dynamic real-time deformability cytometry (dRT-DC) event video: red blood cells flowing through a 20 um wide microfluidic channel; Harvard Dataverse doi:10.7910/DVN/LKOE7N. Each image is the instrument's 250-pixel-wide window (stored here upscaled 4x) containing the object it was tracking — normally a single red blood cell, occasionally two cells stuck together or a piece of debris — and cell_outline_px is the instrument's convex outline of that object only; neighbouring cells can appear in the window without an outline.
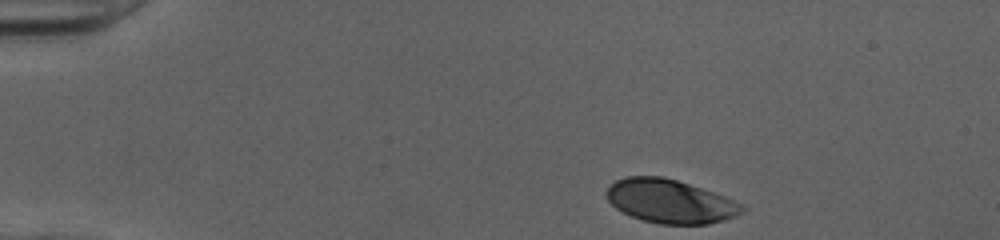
{"species": "human", "species_latin": "Homo sapiens", "temperature_condition": "cold", "stored_images_in_passage": 36, "camera_frame_rate_fps": 3000, "um_per_image_px": 0.085, "donor": {"sex": "female"}, "frame": {"image": 1, "passage_image": 1, "time_ms": 0.0, "image_size_px": [1000, 240], "cell_outline_px": [[744, 212], [736, 216], [724, 220], [708, 224], [660, 224], [644, 220], [632, 216], [616, 208], [608, 200], [604, 192], [616, 180], [628, 176], [664, 176], [724, 196], [740, 204], [744, 208]], "centroid_in_image_um": [56.94, 17.11], "position_along_channel_um": 28.1, "area_um2": 34.1}}
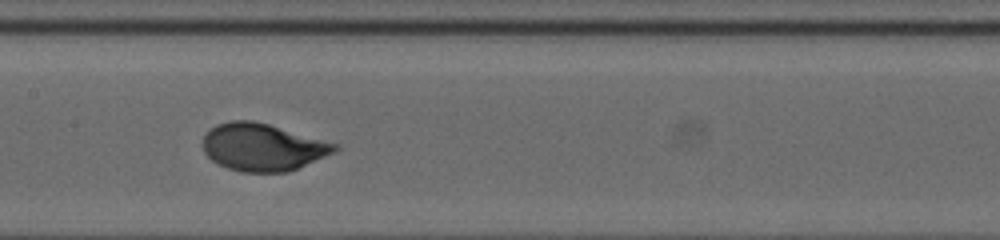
{"frame": {"image": 2, "passage_image": 19, "time_ms": 6.0, "image_size_px": [1000, 240], "cell_outline_px": [[340, 148], [336, 152], [288, 172], [240, 172], [228, 168], [212, 160], [204, 152], [200, 144], [204, 136], [216, 124], [228, 120], [252, 120], [268, 124], [340, 144]], "centroid_in_image_um": [22.34, 12.5], "position_along_channel_um": 185.1, "area_um2": 36.65}}
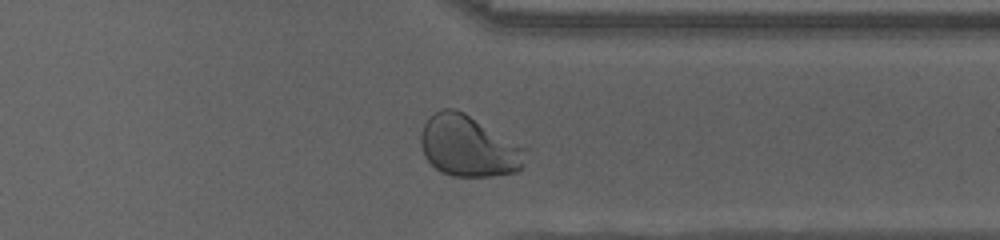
{"frame": {"image": 3, "passage_image": 33, "time_ms": 10.667, "image_size_px": [1000, 240], "cell_outline_px": [[528, 148], [520, 168], [516, 172], [492, 176], [452, 176], [440, 172], [424, 156], [420, 144], [420, 136], [424, 124], [436, 112], [444, 108], [456, 108], [464, 112]], "centroid_in_image_um": [39.83, 12.42], "position_along_channel_um": 371.6, "area_um2": 37.28}, "authors_computed_cell_mechanics": {"area_um2": 35.9516, "velocity_mm_per_s": 4.0002, "shape_relaxation_time_tau1_ms": 2.511, "shape_relaxation_time_tau2_ms": null, "deformation_change_tau1": 0.1834, "deformation_change_tau2": null}}